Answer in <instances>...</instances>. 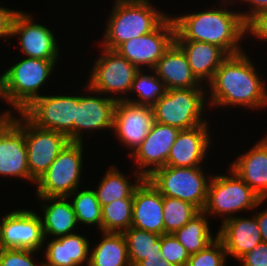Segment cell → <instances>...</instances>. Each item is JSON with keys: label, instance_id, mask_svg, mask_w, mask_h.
Masks as SVG:
<instances>
[{"label": "cell", "instance_id": "obj_8", "mask_svg": "<svg viewBox=\"0 0 267 266\" xmlns=\"http://www.w3.org/2000/svg\"><path fill=\"white\" fill-rule=\"evenodd\" d=\"M203 169L202 166H164L156 169L147 179L163 196L190 202L202 211L211 177H206Z\"/></svg>", "mask_w": 267, "mask_h": 266}, {"label": "cell", "instance_id": "obj_11", "mask_svg": "<svg viewBox=\"0 0 267 266\" xmlns=\"http://www.w3.org/2000/svg\"><path fill=\"white\" fill-rule=\"evenodd\" d=\"M33 125L64 134L74 142L76 94L42 95L20 112Z\"/></svg>", "mask_w": 267, "mask_h": 266}, {"label": "cell", "instance_id": "obj_29", "mask_svg": "<svg viewBox=\"0 0 267 266\" xmlns=\"http://www.w3.org/2000/svg\"><path fill=\"white\" fill-rule=\"evenodd\" d=\"M206 215V213L200 211L186 225L173 233L189 255L205 249L217 237V234L215 238L212 235L209 228V218Z\"/></svg>", "mask_w": 267, "mask_h": 266}, {"label": "cell", "instance_id": "obj_7", "mask_svg": "<svg viewBox=\"0 0 267 266\" xmlns=\"http://www.w3.org/2000/svg\"><path fill=\"white\" fill-rule=\"evenodd\" d=\"M84 142H68L36 181V196L68 197L81 183Z\"/></svg>", "mask_w": 267, "mask_h": 266}, {"label": "cell", "instance_id": "obj_39", "mask_svg": "<svg viewBox=\"0 0 267 266\" xmlns=\"http://www.w3.org/2000/svg\"><path fill=\"white\" fill-rule=\"evenodd\" d=\"M238 261L242 266H267V243L260 242Z\"/></svg>", "mask_w": 267, "mask_h": 266}, {"label": "cell", "instance_id": "obj_16", "mask_svg": "<svg viewBox=\"0 0 267 266\" xmlns=\"http://www.w3.org/2000/svg\"><path fill=\"white\" fill-rule=\"evenodd\" d=\"M36 181L30 176L24 132L7 116L0 115V177Z\"/></svg>", "mask_w": 267, "mask_h": 266}, {"label": "cell", "instance_id": "obj_2", "mask_svg": "<svg viewBox=\"0 0 267 266\" xmlns=\"http://www.w3.org/2000/svg\"><path fill=\"white\" fill-rule=\"evenodd\" d=\"M227 6L221 4L222 8L171 16L175 24V40L210 43L228 55L244 52L239 42L246 37V22L240 12Z\"/></svg>", "mask_w": 267, "mask_h": 266}, {"label": "cell", "instance_id": "obj_10", "mask_svg": "<svg viewBox=\"0 0 267 266\" xmlns=\"http://www.w3.org/2000/svg\"><path fill=\"white\" fill-rule=\"evenodd\" d=\"M101 48H103L102 55L94 61L89 81L86 84L103 95L118 94L114 96L116 101L124 100L127 97L125 93L126 95L129 93L139 69L116 50Z\"/></svg>", "mask_w": 267, "mask_h": 266}, {"label": "cell", "instance_id": "obj_5", "mask_svg": "<svg viewBox=\"0 0 267 266\" xmlns=\"http://www.w3.org/2000/svg\"><path fill=\"white\" fill-rule=\"evenodd\" d=\"M204 89L206 88L168 89L152 107L154 121L179 130L210 124L203 118L205 104L208 102L206 93L209 94Z\"/></svg>", "mask_w": 267, "mask_h": 266}, {"label": "cell", "instance_id": "obj_24", "mask_svg": "<svg viewBox=\"0 0 267 266\" xmlns=\"http://www.w3.org/2000/svg\"><path fill=\"white\" fill-rule=\"evenodd\" d=\"M45 266H81L89 264L90 242L77 233L53 238L44 245Z\"/></svg>", "mask_w": 267, "mask_h": 266}, {"label": "cell", "instance_id": "obj_40", "mask_svg": "<svg viewBox=\"0 0 267 266\" xmlns=\"http://www.w3.org/2000/svg\"><path fill=\"white\" fill-rule=\"evenodd\" d=\"M18 11L0 6V39L7 41L11 37L14 16Z\"/></svg>", "mask_w": 267, "mask_h": 266}, {"label": "cell", "instance_id": "obj_31", "mask_svg": "<svg viewBox=\"0 0 267 266\" xmlns=\"http://www.w3.org/2000/svg\"><path fill=\"white\" fill-rule=\"evenodd\" d=\"M139 70L131 84L129 95L133 93L137 98L127 97L124 100L147 107H153L156 102L166 93L164 82L151 69V74ZM154 73V74H153ZM131 92V93H130Z\"/></svg>", "mask_w": 267, "mask_h": 266}, {"label": "cell", "instance_id": "obj_17", "mask_svg": "<svg viewBox=\"0 0 267 266\" xmlns=\"http://www.w3.org/2000/svg\"><path fill=\"white\" fill-rule=\"evenodd\" d=\"M154 122L151 107L125 100L117 101L114 110L113 134L130 149L129 156L141 145Z\"/></svg>", "mask_w": 267, "mask_h": 266}, {"label": "cell", "instance_id": "obj_44", "mask_svg": "<svg viewBox=\"0 0 267 266\" xmlns=\"http://www.w3.org/2000/svg\"><path fill=\"white\" fill-rule=\"evenodd\" d=\"M222 2H223V4L225 5V4H229L230 6L232 5V3L234 4L235 3V1L234 0H221ZM232 1V2H231Z\"/></svg>", "mask_w": 267, "mask_h": 266}, {"label": "cell", "instance_id": "obj_20", "mask_svg": "<svg viewBox=\"0 0 267 266\" xmlns=\"http://www.w3.org/2000/svg\"><path fill=\"white\" fill-rule=\"evenodd\" d=\"M131 227L165 234L163 195L147 178L134 191Z\"/></svg>", "mask_w": 267, "mask_h": 266}, {"label": "cell", "instance_id": "obj_23", "mask_svg": "<svg viewBox=\"0 0 267 266\" xmlns=\"http://www.w3.org/2000/svg\"><path fill=\"white\" fill-rule=\"evenodd\" d=\"M166 89L204 88L194 76L183 50L173 42L153 68Z\"/></svg>", "mask_w": 267, "mask_h": 266}, {"label": "cell", "instance_id": "obj_34", "mask_svg": "<svg viewBox=\"0 0 267 266\" xmlns=\"http://www.w3.org/2000/svg\"><path fill=\"white\" fill-rule=\"evenodd\" d=\"M200 210L190 202L163 196L165 234H173L186 225Z\"/></svg>", "mask_w": 267, "mask_h": 266}, {"label": "cell", "instance_id": "obj_4", "mask_svg": "<svg viewBox=\"0 0 267 266\" xmlns=\"http://www.w3.org/2000/svg\"><path fill=\"white\" fill-rule=\"evenodd\" d=\"M57 61L20 59L0 76V100L20 113L34 99L42 96L39 89L50 78Z\"/></svg>", "mask_w": 267, "mask_h": 266}, {"label": "cell", "instance_id": "obj_35", "mask_svg": "<svg viewBox=\"0 0 267 266\" xmlns=\"http://www.w3.org/2000/svg\"><path fill=\"white\" fill-rule=\"evenodd\" d=\"M226 257L224 244L216 237L205 249L190 255L187 266H226Z\"/></svg>", "mask_w": 267, "mask_h": 266}, {"label": "cell", "instance_id": "obj_9", "mask_svg": "<svg viewBox=\"0 0 267 266\" xmlns=\"http://www.w3.org/2000/svg\"><path fill=\"white\" fill-rule=\"evenodd\" d=\"M11 110L0 115H7L24 132L30 176L37 181L69 140L62 133L33 125L21 113L16 117Z\"/></svg>", "mask_w": 267, "mask_h": 266}, {"label": "cell", "instance_id": "obj_19", "mask_svg": "<svg viewBox=\"0 0 267 266\" xmlns=\"http://www.w3.org/2000/svg\"><path fill=\"white\" fill-rule=\"evenodd\" d=\"M208 124L180 130L173 143L165 166L197 167L206 160L212 141Z\"/></svg>", "mask_w": 267, "mask_h": 266}, {"label": "cell", "instance_id": "obj_43", "mask_svg": "<svg viewBox=\"0 0 267 266\" xmlns=\"http://www.w3.org/2000/svg\"><path fill=\"white\" fill-rule=\"evenodd\" d=\"M135 266H174L161 256L146 257Z\"/></svg>", "mask_w": 267, "mask_h": 266}, {"label": "cell", "instance_id": "obj_28", "mask_svg": "<svg viewBox=\"0 0 267 266\" xmlns=\"http://www.w3.org/2000/svg\"><path fill=\"white\" fill-rule=\"evenodd\" d=\"M134 178L135 183L129 181L127 176L124 175L116 165L109 167L103 178L100 180L96 190H94L101 207L117 199L134 196L135 189L145 179L136 171Z\"/></svg>", "mask_w": 267, "mask_h": 266}, {"label": "cell", "instance_id": "obj_3", "mask_svg": "<svg viewBox=\"0 0 267 266\" xmlns=\"http://www.w3.org/2000/svg\"><path fill=\"white\" fill-rule=\"evenodd\" d=\"M150 0H115L106 23L102 47L120 44L156 30L170 15L158 11Z\"/></svg>", "mask_w": 267, "mask_h": 266}, {"label": "cell", "instance_id": "obj_32", "mask_svg": "<svg viewBox=\"0 0 267 266\" xmlns=\"http://www.w3.org/2000/svg\"><path fill=\"white\" fill-rule=\"evenodd\" d=\"M133 196L117 199L101 207L102 232L124 233L131 227Z\"/></svg>", "mask_w": 267, "mask_h": 266}, {"label": "cell", "instance_id": "obj_26", "mask_svg": "<svg viewBox=\"0 0 267 266\" xmlns=\"http://www.w3.org/2000/svg\"><path fill=\"white\" fill-rule=\"evenodd\" d=\"M42 201V227L45 240L74 233L78 225L71 201L67 197L36 196ZM68 200V201H67ZM46 201V202H45ZM48 203V204H47Z\"/></svg>", "mask_w": 267, "mask_h": 266}, {"label": "cell", "instance_id": "obj_25", "mask_svg": "<svg viewBox=\"0 0 267 266\" xmlns=\"http://www.w3.org/2000/svg\"><path fill=\"white\" fill-rule=\"evenodd\" d=\"M174 42L183 50L194 76L202 84H208L213 79L216 70L229 56L222 48L210 43L191 40Z\"/></svg>", "mask_w": 267, "mask_h": 266}, {"label": "cell", "instance_id": "obj_38", "mask_svg": "<svg viewBox=\"0 0 267 266\" xmlns=\"http://www.w3.org/2000/svg\"><path fill=\"white\" fill-rule=\"evenodd\" d=\"M248 34L267 42V10L256 13L246 22V35Z\"/></svg>", "mask_w": 267, "mask_h": 266}, {"label": "cell", "instance_id": "obj_18", "mask_svg": "<svg viewBox=\"0 0 267 266\" xmlns=\"http://www.w3.org/2000/svg\"><path fill=\"white\" fill-rule=\"evenodd\" d=\"M179 132L178 128L154 121L141 145L130 155L137 166L135 171L148 178L156 169L164 167Z\"/></svg>", "mask_w": 267, "mask_h": 266}, {"label": "cell", "instance_id": "obj_27", "mask_svg": "<svg viewBox=\"0 0 267 266\" xmlns=\"http://www.w3.org/2000/svg\"><path fill=\"white\" fill-rule=\"evenodd\" d=\"M101 234V241L90 248L88 266H131L123 233Z\"/></svg>", "mask_w": 267, "mask_h": 266}, {"label": "cell", "instance_id": "obj_41", "mask_svg": "<svg viewBox=\"0 0 267 266\" xmlns=\"http://www.w3.org/2000/svg\"><path fill=\"white\" fill-rule=\"evenodd\" d=\"M245 4H249L250 8L249 11L247 12H240L243 20L247 22L253 15H255L258 12L267 10V0H242Z\"/></svg>", "mask_w": 267, "mask_h": 266}, {"label": "cell", "instance_id": "obj_22", "mask_svg": "<svg viewBox=\"0 0 267 266\" xmlns=\"http://www.w3.org/2000/svg\"><path fill=\"white\" fill-rule=\"evenodd\" d=\"M232 169L262 200H267V136L230 164Z\"/></svg>", "mask_w": 267, "mask_h": 266}, {"label": "cell", "instance_id": "obj_13", "mask_svg": "<svg viewBox=\"0 0 267 266\" xmlns=\"http://www.w3.org/2000/svg\"><path fill=\"white\" fill-rule=\"evenodd\" d=\"M39 215L32 210L17 209L0 218V248L40 251L46 240Z\"/></svg>", "mask_w": 267, "mask_h": 266}, {"label": "cell", "instance_id": "obj_42", "mask_svg": "<svg viewBox=\"0 0 267 266\" xmlns=\"http://www.w3.org/2000/svg\"><path fill=\"white\" fill-rule=\"evenodd\" d=\"M259 225V230L263 242L267 243V208L254 214Z\"/></svg>", "mask_w": 267, "mask_h": 266}, {"label": "cell", "instance_id": "obj_36", "mask_svg": "<svg viewBox=\"0 0 267 266\" xmlns=\"http://www.w3.org/2000/svg\"><path fill=\"white\" fill-rule=\"evenodd\" d=\"M161 257L174 266H187L189 253L174 234L161 235Z\"/></svg>", "mask_w": 267, "mask_h": 266}, {"label": "cell", "instance_id": "obj_14", "mask_svg": "<svg viewBox=\"0 0 267 266\" xmlns=\"http://www.w3.org/2000/svg\"><path fill=\"white\" fill-rule=\"evenodd\" d=\"M31 14L19 11L12 23L11 37L18 38L25 57L41 60H58L59 44L50 28L34 23Z\"/></svg>", "mask_w": 267, "mask_h": 266}, {"label": "cell", "instance_id": "obj_12", "mask_svg": "<svg viewBox=\"0 0 267 266\" xmlns=\"http://www.w3.org/2000/svg\"><path fill=\"white\" fill-rule=\"evenodd\" d=\"M175 40V24L171 15L154 31L131 38L115 50L139 70L153 69Z\"/></svg>", "mask_w": 267, "mask_h": 266}, {"label": "cell", "instance_id": "obj_33", "mask_svg": "<svg viewBox=\"0 0 267 266\" xmlns=\"http://www.w3.org/2000/svg\"><path fill=\"white\" fill-rule=\"evenodd\" d=\"M77 223L83 225H95L101 231V205L93 189H83L79 192L76 189L70 196Z\"/></svg>", "mask_w": 267, "mask_h": 266}, {"label": "cell", "instance_id": "obj_21", "mask_svg": "<svg viewBox=\"0 0 267 266\" xmlns=\"http://www.w3.org/2000/svg\"><path fill=\"white\" fill-rule=\"evenodd\" d=\"M217 237L223 242L227 256L237 261L262 242L256 217L234 216L221 223Z\"/></svg>", "mask_w": 267, "mask_h": 266}, {"label": "cell", "instance_id": "obj_15", "mask_svg": "<svg viewBox=\"0 0 267 266\" xmlns=\"http://www.w3.org/2000/svg\"><path fill=\"white\" fill-rule=\"evenodd\" d=\"M85 88V91H90L91 95L92 93L93 95H76L74 142H83L82 138L84 137L82 136H84V132L92 133L98 130L100 132L104 129L113 130L114 110L117 102L114 96L102 97V93L89 88L87 84ZM94 94H96V96Z\"/></svg>", "mask_w": 267, "mask_h": 266}, {"label": "cell", "instance_id": "obj_30", "mask_svg": "<svg viewBox=\"0 0 267 266\" xmlns=\"http://www.w3.org/2000/svg\"><path fill=\"white\" fill-rule=\"evenodd\" d=\"M123 235L131 266H135L146 257L161 256V235L134 227L127 229Z\"/></svg>", "mask_w": 267, "mask_h": 266}, {"label": "cell", "instance_id": "obj_6", "mask_svg": "<svg viewBox=\"0 0 267 266\" xmlns=\"http://www.w3.org/2000/svg\"><path fill=\"white\" fill-rule=\"evenodd\" d=\"M229 171L231 175L228 173V176L211 175L206 203L202 210L210 216H223V222L234 217V213L254 210L265 201L232 169Z\"/></svg>", "mask_w": 267, "mask_h": 266}, {"label": "cell", "instance_id": "obj_37", "mask_svg": "<svg viewBox=\"0 0 267 266\" xmlns=\"http://www.w3.org/2000/svg\"><path fill=\"white\" fill-rule=\"evenodd\" d=\"M37 251L29 249H2L0 248V266H45L44 260L37 263L34 259V253Z\"/></svg>", "mask_w": 267, "mask_h": 266}, {"label": "cell", "instance_id": "obj_1", "mask_svg": "<svg viewBox=\"0 0 267 266\" xmlns=\"http://www.w3.org/2000/svg\"><path fill=\"white\" fill-rule=\"evenodd\" d=\"M244 52L229 55L208 83L210 108L219 106L262 109L267 106V89L252 60ZM262 80V81H261Z\"/></svg>", "mask_w": 267, "mask_h": 266}]
</instances>
